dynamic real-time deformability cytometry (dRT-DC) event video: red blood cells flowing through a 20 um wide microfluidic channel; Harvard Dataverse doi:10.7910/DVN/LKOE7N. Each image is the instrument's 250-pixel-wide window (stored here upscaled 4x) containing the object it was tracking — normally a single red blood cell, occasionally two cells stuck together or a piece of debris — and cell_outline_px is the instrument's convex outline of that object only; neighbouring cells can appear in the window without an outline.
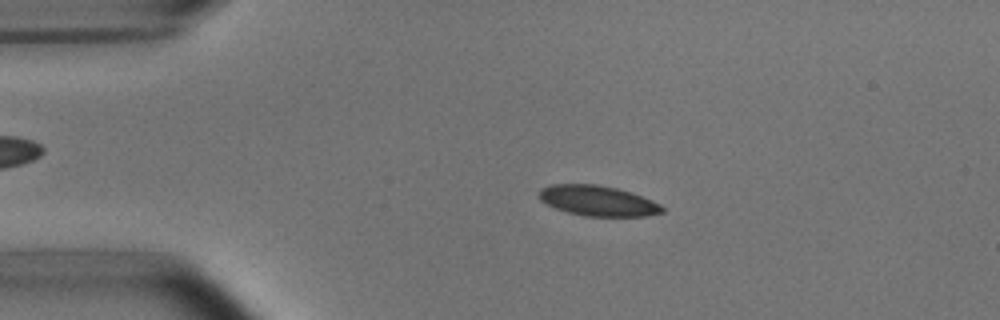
{"species": "common noctule bat (a hibernating species)", "species_latin": "Nyctalus noctula", "temperature_condition": "room temperature", "stored_images_in_passage": 3, "camera_frame_rate_fps": 3000, "um_per_image_px": 0.085, "animal": {"sex": "male", "body_mass_g": 15.6}, "frame": {"image": 1, "passage_image": 2, "time_ms": 1.333, "image_size_px": [1000, 320], "cell_outline_px": [[664, 212], [648, 216], [584, 216], [568, 212], [556, 208], [540, 200], [540, 188], [552, 184], [596, 184], [616, 188], [632, 192], [652, 200], [660, 204], [664, 208]], "centroid_in_image_um": [50.85, 17.06], "position_along_channel_um": 34.2, "area_um2": 21.73}}